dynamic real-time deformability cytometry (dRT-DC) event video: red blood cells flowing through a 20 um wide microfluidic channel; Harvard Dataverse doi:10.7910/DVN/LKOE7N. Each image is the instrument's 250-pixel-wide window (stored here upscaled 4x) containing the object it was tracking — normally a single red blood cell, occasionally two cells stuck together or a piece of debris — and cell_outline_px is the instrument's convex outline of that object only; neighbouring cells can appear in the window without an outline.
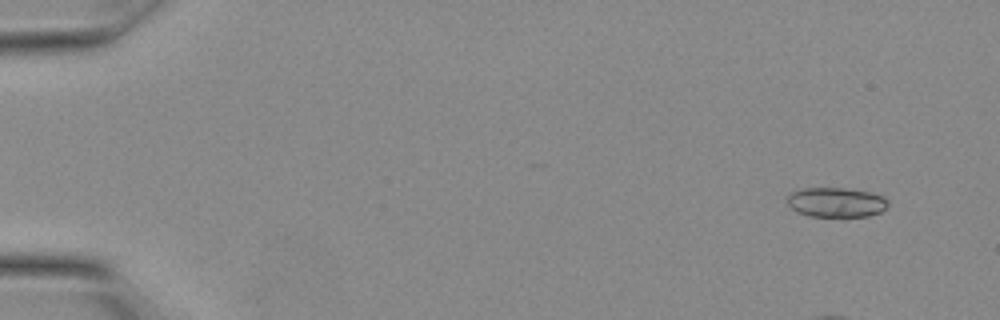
{"species": "Egyptian fruit bat (a non-hibernating species)", "species_latin": "Rousettus aegyptiacus", "temperature_condition": "warm", "stored_images_in_passage": 6, "camera_frame_rate_fps": 3000, "um_per_image_px": 0.085, "animal": {"sex": "female"}, "frame": {"image": 1, "passage_image": 1, "time_ms": 0.0, "image_size_px": [1000, 320], "cell_outline_px": [[888, 204], [880, 212], [868, 216], [808, 216], [796, 212], [788, 204], [788, 196], [792, 192], [804, 188], [844, 188], [868, 192], [884, 196], [888, 200]], "centroid_in_image_um": [71.07, 17.2], "position_along_channel_um": 13.9, "area_um2": 17.28}}